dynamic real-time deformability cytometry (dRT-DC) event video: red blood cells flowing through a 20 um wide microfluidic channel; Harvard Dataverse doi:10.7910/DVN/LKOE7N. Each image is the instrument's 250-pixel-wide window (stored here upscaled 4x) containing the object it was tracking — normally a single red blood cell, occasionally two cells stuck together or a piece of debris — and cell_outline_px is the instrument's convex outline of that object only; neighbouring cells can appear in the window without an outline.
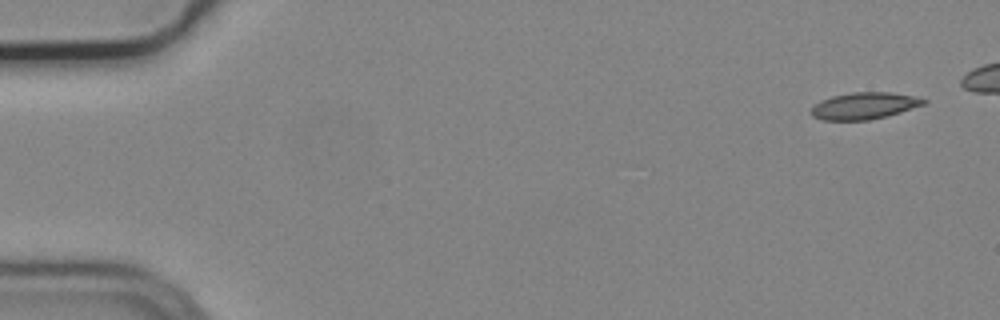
{"species": "common noctule bat (a hibernating species)", "species_latin": "Nyctalus noctula", "temperature_condition": "cold", "stored_images_in_passage": 7, "camera_frame_rate_fps": 3000, "um_per_image_px": 0.085, "animal": {"sex": "male", "body_mass_g": 19.2, "forearm_length_mm": 51.8}, "frame": {"image": 1, "passage_image": 1, "time_ms": 0.0, "image_size_px": [1000, 320], "cell_outline_px": [[928, 100], [924, 104], [900, 112], [868, 120], [820, 120], [812, 116], [812, 108], [820, 100], [832, 96], [852, 92], [892, 92], [916, 96]], "centroid_in_image_um": [73.46, 8.98], "position_along_channel_um": 11.5, "area_um2": 17.46}}
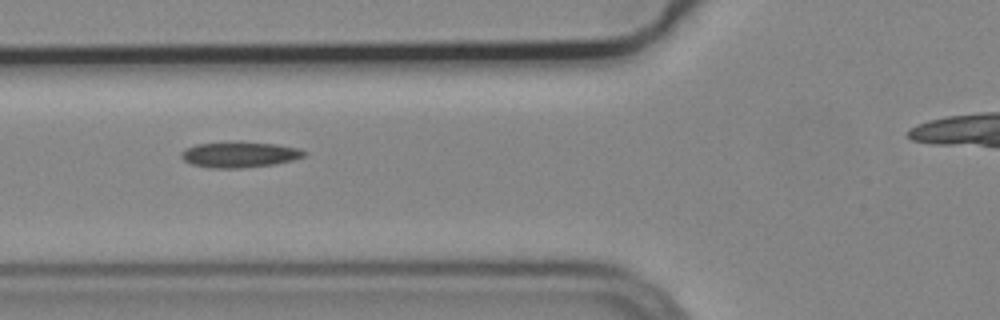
{"frame": {"image": 2, "passage_image": 6, "time_ms": 1.667, "image_size_px": [1000, 320], "cell_outline_px": [[308, 152], [304, 156], [292, 160], [272, 164], [240, 168], [212, 168], [192, 164], [184, 160], [180, 156], [180, 152], [184, 148], [196, 144], [232, 140], [240, 140], [276, 144], [300, 148]], "centroid_in_image_um": [20.33, 13.1], "position_along_channel_um": 105.5, "area_um2": 18.9}}
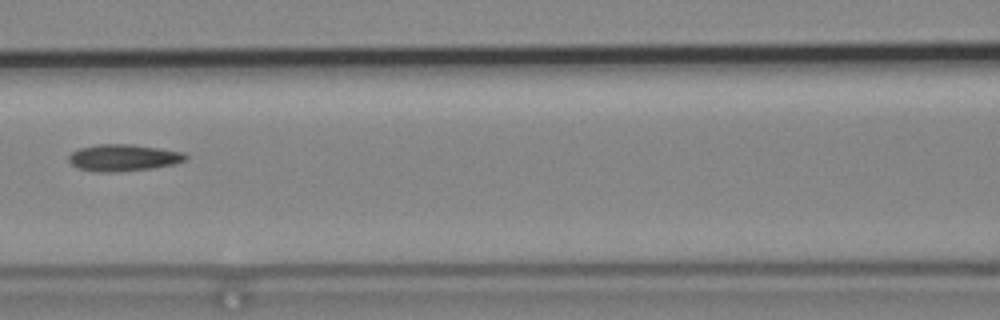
{"frame": {"image": 3, "passage_image": 7, "time_ms": 2.0, "image_size_px": [1000, 320], "cell_outline_px": [[188, 156], [184, 160], [176, 164], [152, 168], [116, 172], [92, 172], [80, 168], [72, 164], [68, 160], [68, 156], [72, 152], [80, 148], [100, 144], [132, 144], [160, 148], [184, 152]], "centroid_in_image_um": [10.5, 13.4], "position_along_channel_um": 156.1, "area_um2": 18.26}}